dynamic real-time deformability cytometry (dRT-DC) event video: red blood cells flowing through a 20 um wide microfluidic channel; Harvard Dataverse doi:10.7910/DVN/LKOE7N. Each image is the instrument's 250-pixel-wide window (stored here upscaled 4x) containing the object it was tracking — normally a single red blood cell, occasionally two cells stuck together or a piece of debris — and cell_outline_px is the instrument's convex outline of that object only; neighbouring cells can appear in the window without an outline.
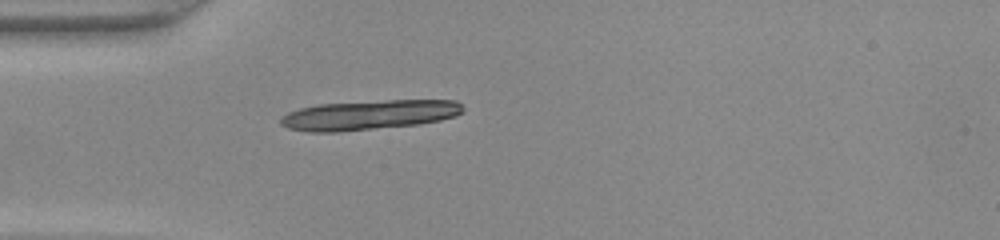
{"species": "common noctule bat (a hibernating species)", "species_latin": "Nyctalus noctula", "temperature_condition": "warm", "stored_images_in_passage": 34, "camera_frame_rate_fps": 3000, "um_per_image_px": 0.085, "animal": {"sex": "female", "body_mass_g": 22.0, "forearm_length_mm": 56.7}, "frame": {"image": 1, "passage_image": 1, "time_ms": 0.0, "image_size_px": [1000, 240], "cell_outline_px": [[464, 112], [456, 116], [440, 120], [420, 124], [336, 132], [308, 132], [288, 128], [280, 124], [280, 116], [288, 112], [300, 108], [320, 104], [384, 100], [456, 100], [464, 108]], "centroid_in_image_um": [31.37, 9.77], "position_along_channel_um": 53.6, "area_um2": 31.67}}